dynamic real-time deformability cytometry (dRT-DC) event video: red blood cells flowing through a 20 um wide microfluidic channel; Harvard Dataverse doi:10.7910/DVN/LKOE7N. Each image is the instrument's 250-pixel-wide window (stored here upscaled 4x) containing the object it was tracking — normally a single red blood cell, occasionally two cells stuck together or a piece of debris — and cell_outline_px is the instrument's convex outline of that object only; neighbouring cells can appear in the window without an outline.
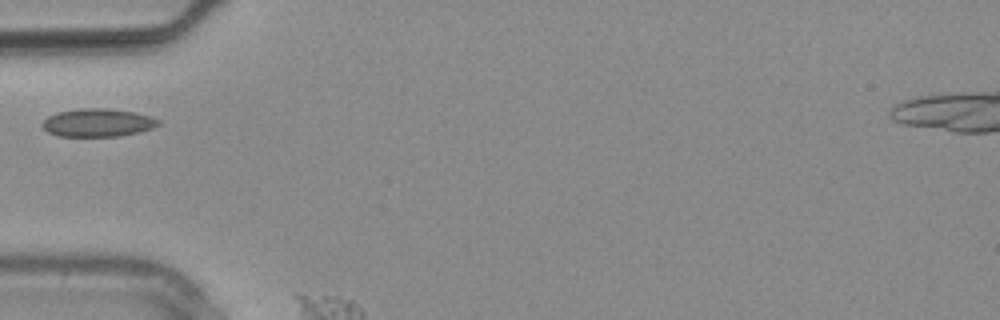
{"species": "common noctule bat (a hibernating species)", "species_latin": "Nyctalus noctula", "temperature_condition": "warm", "stored_images_in_passage": 3, "camera_frame_rate_fps": 3000, "um_per_image_px": 0.085, "animal": {"sex": "male", "body_mass_g": 20.4}, "frame": {"image": 1, "passage_image": 2, "time_ms": 0.333, "image_size_px": [1000, 320], "cell_outline_px": [[160, 124], [152, 128], [140, 132], [120, 136], [60, 136], [48, 132], [40, 124], [48, 116], [56, 112], [80, 108], [104, 108], [136, 112], [160, 120]], "centroid_in_image_um": [8.3, 10.42], "position_along_channel_um": 76.7, "area_um2": 19.02}}
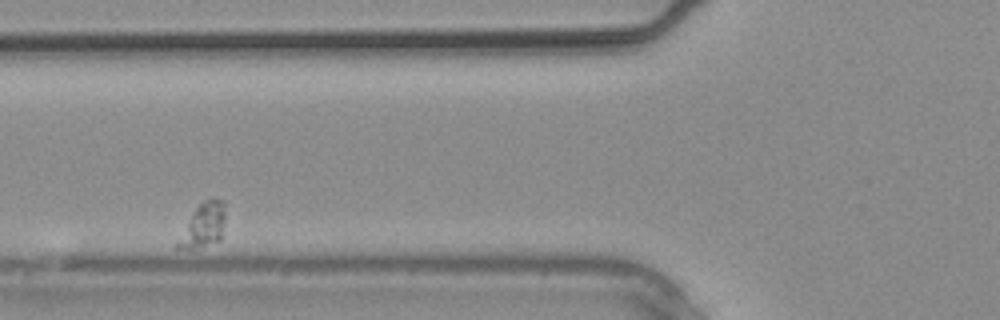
{"frame": {"image": 2, "passage_image": 3, "time_ms": 0.667, "image_size_px": [1000, 320], "cell_outline_px": [[224, 220], [220, 240], [192, 248], [176, 248], [176, 244], [192, 212], [204, 200], [212, 196], [224, 200]], "centroid_in_image_um": [17.3, 19.08], "position_along_channel_um": 108.5, "area_um2": 11.85}}